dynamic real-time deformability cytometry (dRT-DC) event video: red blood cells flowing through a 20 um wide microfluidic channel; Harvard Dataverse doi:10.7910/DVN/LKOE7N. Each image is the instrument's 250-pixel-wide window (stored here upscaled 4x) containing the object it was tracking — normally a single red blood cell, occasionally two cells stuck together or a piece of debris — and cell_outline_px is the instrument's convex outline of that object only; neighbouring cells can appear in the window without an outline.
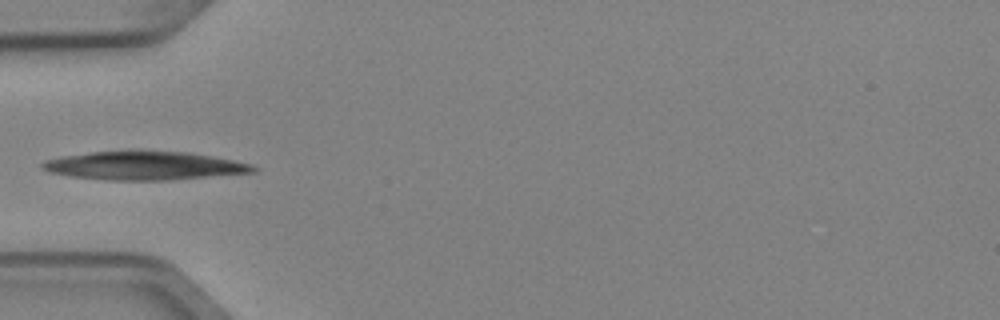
{"species": "Egyptian fruit bat (a non-hibernating species)", "species_latin": "Rousettus aegyptiacus", "temperature_condition": "cold", "stored_images_in_passage": 4, "camera_frame_rate_fps": 3000, "um_per_image_px": 0.085, "animal": {"sex": "female"}, "frame": {"image": 1, "passage_image": 4, "time_ms": 1.0, "image_size_px": [1000, 320], "cell_outline_px": [[256, 172], [172, 180], [108, 180], [68, 176], [48, 172], [40, 168], [40, 164], [44, 160], [60, 156], [92, 152], [132, 148], [140, 148], [188, 152], [212, 156], [252, 164], [256, 168]], "centroid_in_image_um": [12.2, 14.05], "position_along_channel_um": 72.8, "area_um2": 36.24}}